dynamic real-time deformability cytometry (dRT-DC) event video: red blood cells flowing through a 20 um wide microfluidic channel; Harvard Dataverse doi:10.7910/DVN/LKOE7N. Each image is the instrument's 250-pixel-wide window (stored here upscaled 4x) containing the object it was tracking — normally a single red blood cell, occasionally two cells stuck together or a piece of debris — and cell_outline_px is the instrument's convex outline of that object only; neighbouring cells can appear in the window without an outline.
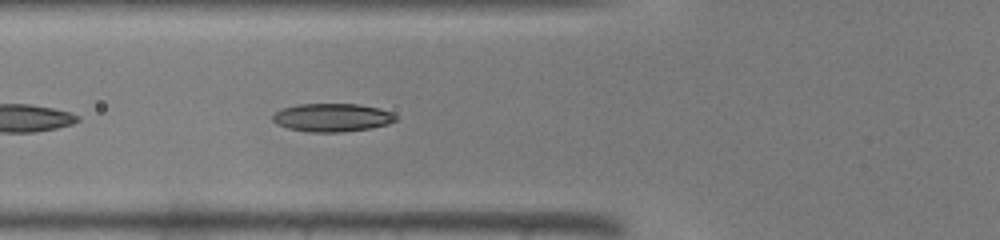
{"species": "common noctule bat (a hibernating species)", "species_latin": "Nyctalus noctula", "temperature_condition": "warm", "stored_images_in_passage": 12, "camera_frame_rate_fps": 3000, "um_per_image_px": 0.085, "animal": {"sex": "male", "body_mass_g": 19.0, "forearm_length_mm": 50.8}, "frame": {"image": 1, "passage_image": 4, "time_ms": 1.0, "image_size_px": [1000, 240], "cell_outline_px": [[400, 116], [396, 120], [388, 124], [372, 128], [340, 132], [308, 132], [288, 128], [276, 124], [272, 120], [272, 116], [276, 112], [284, 108], [296, 104], [356, 104], [380, 108], [392, 112]], "centroid_in_image_um": [28.27, 9.99], "position_along_channel_um": 97.5, "area_um2": 20.4}}
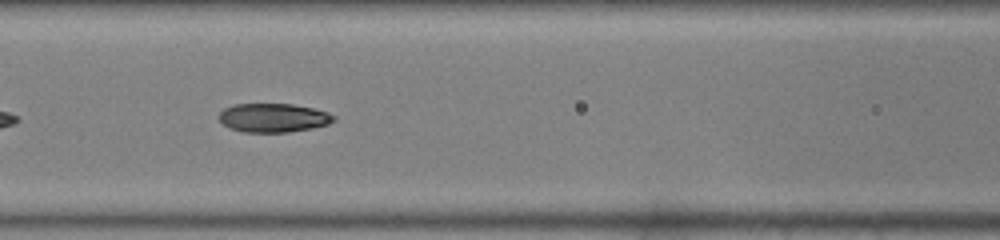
{"frame": {"image": 2, "passage_image": 7, "time_ms": 2.0, "image_size_px": [1000, 240], "cell_outline_px": [[336, 120], [328, 124], [312, 128], [288, 132], [244, 132], [232, 128], [224, 124], [220, 120], [220, 112], [224, 108], [232, 104], [292, 104], [312, 108], [328, 112], [336, 116]], "centroid_in_image_um": [23.26, 10.0], "position_along_channel_um": 143.3, "area_um2": 19.19}}
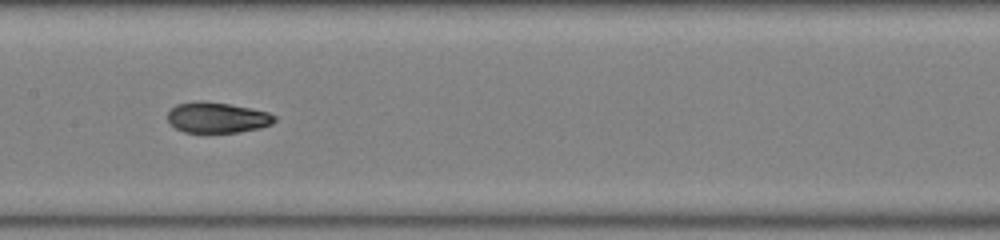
{"frame": {"image": 3, "passage_image": 10, "time_ms": 3.0, "image_size_px": [1000, 240], "cell_outline_px": [[276, 120], [272, 124], [260, 128], [240, 132], [184, 132], [176, 128], [168, 120], [168, 112], [176, 104], [200, 100], [228, 104], [252, 108], [268, 112], [276, 116]], "centroid_in_image_um": [18.49, 9.99], "position_along_channel_um": 188.9, "area_um2": 19.07}}